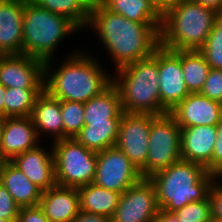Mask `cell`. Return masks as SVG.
<instances>
[{
	"label": "cell",
	"instance_id": "1",
	"mask_svg": "<svg viewBox=\"0 0 222 222\" xmlns=\"http://www.w3.org/2000/svg\"><path fill=\"white\" fill-rule=\"evenodd\" d=\"M162 23H137L107 10L94 0L89 21L111 54L116 70L152 56L160 46Z\"/></svg>",
	"mask_w": 222,
	"mask_h": 222
},
{
	"label": "cell",
	"instance_id": "2",
	"mask_svg": "<svg viewBox=\"0 0 222 222\" xmlns=\"http://www.w3.org/2000/svg\"><path fill=\"white\" fill-rule=\"evenodd\" d=\"M74 54L52 75L49 72L52 60L45 61L44 90L59 100L86 103L105 90L113 76L106 75L90 54Z\"/></svg>",
	"mask_w": 222,
	"mask_h": 222
},
{
	"label": "cell",
	"instance_id": "3",
	"mask_svg": "<svg viewBox=\"0 0 222 222\" xmlns=\"http://www.w3.org/2000/svg\"><path fill=\"white\" fill-rule=\"evenodd\" d=\"M217 177L202 165L180 160L149 177L153 183L160 210L175 212L188 203L208 197Z\"/></svg>",
	"mask_w": 222,
	"mask_h": 222
},
{
	"label": "cell",
	"instance_id": "4",
	"mask_svg": "<svg viewBox=\"0 0 222 222\" xmlns=\"http://www.w3.org/2000/svg\"><path fill=\"white\" fill-rule=\"evenodd\" d=\"M116 72L117 78H112V83L119 92L124 112L155 116L170 113L160 101L158 48L152 56L125 65Z\"/></svg>",
	"mask_w": 222,
	"mask_h": 222
},
{
	"label": "cell",
	"instance_id": "5",
	"mask_svg": "<svg viewBox=\"0 0 222 222\" xmlns=\"http://www.w3.org/2000/svg\"><path fill=\"white\" fill-rule=\"evenodd\" d=\"M216 11L181 0L162 15L160 46L172 51L200 50L215 24Z\"/></svg>",
	"mask_w": 222,
	"mask_h": 222
},
{
	"label": "cell",
	"instance_id": "6",
	"mask_svg": "<svg viewBox=\"0 0 222 222\" xmlns=\"http://www.w3.org/2000/svg\"><path fill=\"white\" fill-rule=\"evenodd\" d=\"M76 30L79 28L66 17L25 0L22 54L43 61L52 59L59 42Z\"/></svg>",
	"mask_w": 222,
	"mask_h": 222
},
{
	"label": "cell",
	"instance_id": "7",
	"mask_svg": "<svg viewBox=\"0 0 222 222\" xmlns=\"http://www.w3.org/2000/svg\"><path fill=\"white\" fill-rule=\"evenodd\" d=\"M52 150L56 185L78 188L94 182L97 152L73 138L54 141Z\"/></svg>",
	"mask_w": 222,
	"mask_h": 222
},
{
	"label": "cell",
	"instance_id": "8",
	"mask_svg": "<svg viewBox=\"0 0 222 222\" xmlns=\"http://www.w3.org/2000/svg\"><path fill=\"white\" fill-rule=\"evenodd\" d=\"M181 127L175 118L166 113L151 121L149 148L145 167L140 171L143 178L169 167L181 160Z\"/></svg>",
	"mask_w": 222,
	"mask_h": 222
},
{
	"label": "cell",
	"instance_id": "9",
	"mask_svg": "<svg viewBox=\"0 0 222 222\" xmlns=\"http://www.w3.org/2000/svg\"><path fill=\"white\" fill-rule=\"evenodd\" d=\"M142 178L137 168L116 146L97 152L95 185L122 194Z\"/></svg>",
	"mask_w": 222,
	"mask_h": 222
},
{
	"label": "cell",
	"instance_id": "10",
	"mask_svg": "<svg viewBox=\"0 0 222 222\" xmlns=\"http://www.w3.org/2000/svg\"><path fill=\"white\" fill-rule=\"evenodd\" d=\"M153 114L123 113L116 147L140 172L146 165Z\"/></svg>",
	"mask_w": 222,
	"mask_h": 222
},
{
	"label": "cell",
	"instance_id": "11",
	"mask_svg": "<svg viewBox=\"0 0 222 222\" xmlns=\"http://www.w3.org/2000/svg\"><path fill=\"white\" fill-rule=\"evenodd\" d=\"M159 210L153 183L142 178L121 194L111 222H150Z\"/></svg>",
	"mask_w": 222,
	"mask_h": 222
},
{
	"label": "cell",
	"instance_id": "12",
	"mask_svg": "<svg viewBox=\"0 0 222 222\" xmlns=\"http://www.w3.org/2000/svg\"><path fill=\"white\" fill-rule=\"evenodd\" d=\"M45 61L24 54L0 55V83L6 88L44 89Z\"/></svg>",
	"mask_w": 222,
	"mask_h": 222
},
{
	"label": "cell",
	"instance_id": "13",
	"mask_svg": "<svg viewBox=\"0 0 222 222\" xmlns=\"http://www.w3.org/2000/svg\"><path fill=\"white\" fill-rule=\"evenodd\" d=\"M158 71L160 101L170 112L190 93L183 78L181 51L159 46Z\"/></svg>",
	"mask_w": 222,
	"mask_h": 222
},
{
	"label": "cell",
	"instance_id": "14",
	"mask_svg": "<svg viewBox=\"0 0 222 222\" xmlns=\"http://www.w3.org/2000/svg\"><path fill=\"white\" fill-rule=\"evenodd\" d=\"M1 123L0 162L11 161L39 145L40 139L31 117H7Z\"/></svg>",
	"mask_w": 222,
	"mask_h": 222
},
{
	"label": "cell",
	"instance_id": "15",
	"mask_svg": "<svg viewBox=\"0 0 222 222\" xmlns=\"http://www.w3.org/2000/svg\"><path fill=\"white\" fill-rule=\"evenodd\" d=\"M170 114L181 128L217 126L222 120V104L200 93H189Z\"/></svg>",
	"mask_w": 222,
	"mask_h": 222
},
{
	"label": "cell",
	"instance_id": "16",
	"mask_svg": "<svg viewBox=\"0 0 222 222\" xmlns=\"http://www.w3.org/2000/svg\"><path fill=\"white\" fill-rule=\"evenodd\" d=\"M216 137V126L181 128V159L202 165L212 174V154Z\"/></svg>",
	"mask_w": 222,
	"mask_h": 222
},
{
	"label": "cell",
	"instance_id": "17",
	"mask_svg": "<svg viewBox=\"0 0 222 222\" xmlns=\"http://www.w3.org/2000/svg\"><path fill=\"white\" fill-rule=\"evenodd\" d=\"M11 162L42 191L56 185L53 150L48 153L38 145L15 156Z\"/></svg>",
	"mask_w": 222,
	"mask_h": 222
},
{
	"label": "cell",
	"instance_id": "18",
	"mask_svg": "<svg viewBox=\"0 0 222 222\" xmlns=\"http://www.w3.org/2000/svg\"><path fill=\"white\" fill-rule=\"evenodd\" d=\"M25 0H3L0 4V55L22 54Z\"/></svg>",
	"mask_w": 222,
	"mask_h": 222
},
{
	"label": "cell",
	"instance_id": "19",
	"mask_svg": "<svg viewBox=\"0 0 222 222\" xmlns=\"http://www.w3.org/2000/svg\"><path fill=\"white\" fill-rule=\"evenodd\" d=\"M39 206L50 222H72L80 212L77 188L55 185L42 192Z\"/></svg>",
	"mask_w": 222,
	"mask_h": 222
},
{
	"label": "cell",
	"instance_id": "20",
	"mask_svg": "<svg viewBox=\"0 0 222 222\" xmlns=\"http://www.w3.org/2000/svg\"><path fill=\"white\" fill-rule=\"evenodd\" d=\"M0 183L20 208L39 205L43 191L11 161L0 162Z\"/></svg>",
	"mask_w": 222,
	"mask_h": 222
},
{
	"label": "cell",
	"instance_id": "21",
	"mask_svg": "<svg viewBox=\"0 0 222 222\" xmlns=\"http://www.w3.org/2000/svg\"><path fill=\"white\" fill-rule=\"evenodd\" d=\"M30 117L38 137L42 131L54 134L53 141L64 139L60 100L52 97L46 90L37 96Z\"/></svg>",
	"mask_w": 222,
	"mask_h": 222
},
{
	"label": "cell",
	"instance_id": "22",
	"mask_svg": "<svg viewBox=\"0 0 222 222\" xmlns=\"http://www.w3.org/2000/svg\"><path fill=\"white\" fill-rule=\"evenodd\" d=\"M122 117L109 118V122H90L84 125L74 139L86 149L100 152L114 147Z\"/></svg>",
	"mask_w": 222,
	"mask_h": 222
},
{
	"label": "cell",
	"instance_id": "23",
	"mask_svg": "<svg viewBox=\"0 0 222 222\" xmlns=\"http://www.w3.org/2000/svg\"><path fill=\"white\" fill-rule=\"evenodd\" d=\"M123 113L119 92L111 83L85 103L84 125H90V122H109V118L122 117Z\"/></svg>",
	"mask_w": 222,
	"mask_h": 222
},
{
	"label": "cell",
	"instance_id": "24",
	"mask_svg": "<svg viewBox=\"0 0 222 222\" xmlns=\"http://www.w3.org/2000/svg\"><path fill=\"white\" fill-rule=\"evenodd\" d=\"M80 210L112 218L119 204L121 193L99 187L94 183L77 188Z\"/></svg>",
	"mask_w": 222,
	"mask_h": 222
},
{
	"label": "cell",
	"instance_id": "25",
	"mask_svg": "<svg viewBox=\"0 0 222 222\" xmlns=\"http://www.w3.org/2000/svg\"><path fill=\"white\" fill-rule=\"evenodd\" d=\"M107 10L137 23H162L151 0H98Z\"/></svg>",
	"mask_w": 222,
	"mask_h": 222
},
{
	"label": "cell",
	"instance_id": "26",
	"mask_svg": "<svg viewBox=\"0 0 222 222\" xmlns=\"http://www.w3.org/2000/svg\"><path fill=\"white\" fill-rule=\"evenodd\" d=\"M49 12L72 21L79 29L87 27L94 0H32Z\"/></svg>",
	"mask_w": 222,
	"mask_h": 222
},
{
	"label": "cell",
	"instance_id": "27",
	"mask_svg": "<svg viewBox=\"0 0 222 222\" xmlns=\"http://www.w3.org/2000/svg\"><path fill=\"white\" fill-rule=\"evenodd\" d=\"M183 78L190 93H200L211 69L199 50L181 51Z\"/></svg>",
	"mask_w": 222,
	"mask_h": 222
},
{
	"label": "cell",
	"instance_id": "28",
	"mask_svg": "<svg viewBox=\"0 0 222 222\" xmlns=\"http://www.w3.org/2000/svg\"><path fill=\"white\" fill-rule=\"evenodd\" d=\"M44 89L7 88L4 98L5 118L30 117L37 96Z\"/></svg>",
	"mask_w": 222,
	"mask_h": 222
},
{
	"label": "cell",
	"instance_id": "29",
	"mask_svg": "<svg viewBox=\"0 0 222 222\" xmlns=\"http://www.w3.org/2000/svg\"><path fill=\"white\" fill-rule=\"evenodd\" d=\"M64 139L73 138L84 126L85 103L60 100Z\"/></svg>",
	"mask_w": 222,
	"mask_h": 222
},
{
	"label": "cell",
	"instance_id": "30",
	"mask_svg": "<svg viewBox=\"0 0 222 222\" xmlns=\"http://www.w3.org/2000/svg\"><path fill=\"white\" fill-rule=\"evenodd\" d=\"M182 222H209L211 217L208 197L202 201L188 203L173 212Z\"/></svg>",
	"mask_w": 222,
	"mask_h": 222
},
{
	"label": "cell",
	"instance_id": "31",
	"mask_svg": "<svg viewBox=\"0 0 222 222\" xmlns=\"http://www.w3.org/2000/svg\"><path fill=\"white\" fill-rule=\"evenodd\" d=\"M212 69L222 70V35H218V26L214 24L204 46L199 50Z\"/></svg>",
	"mask_w": 222,
	"mask_h": 222
},
{
	"label": "cell",
	"instance_id": "32",
	"mask_svg": "<svg viewBox=\"0 0 222 222\" xmlns=\"http://www.w3.org/2000/svg\"><path fill=\"white\" fill-rule=\"evenodd\" d=\"M200 94L222 104L221 69H210Z\"/></svg>",
	"mask_w": 222,
	"mask_h": 222
},
{
	"label": "cell",
	"instance_id": "33",
	"mask_svg": "<svg viewBox=\"0 0 222 222\" xmlns=\"http://www.w3.org/2000/svg\"><path fill=\"white\" fill-rule=\"evenodd\" d=\"M20 207L6 188L0 183V219L17 222Z\"/></svg>",
	"mask_w": 222,
	"mask_h": 222
},
{
	"label": "cell",
	"instance_id": "34",
	"mask_svg": "<svg viewBox=\"0 0 222 222\" xmlns=\"http://www.w3.org/2000/svg\"><path fill=\"white\" fill-rule=\"evenodd\" d=\"M214 180L208 193L211 216L222 219V185Z\"/></svg>",
	"mask_w": 222,
	"mask_h": 222
},
{
	"label": "cell",
	"instance_id": "35",
	"mask_svg": "<svg viewBox=\"0 0 222 222\" xmlns=\"http://www.w3.org/2000/svg\"><path fill=\"white\" fill-rule=\"evenodd\" d=\"M217 137L212 154V174H214L217 179L222 176V120L216 126Z\"/></svg>",
	"mask_w": 222,
	"mask_h": 222
},
{
	"label": "cell",
	"instance_id": "36",
	"mask_svg": "<svg viewBox=\"0 0 222 222\" xmlns=\"http://www.w3.org/2000/svg\"><path fill=\"white\" fill-rule=\"evenodd\" d=\"M17 222H50L39 205L23 207L19 210Z\"/></svg>",
	"mask_w": 222,
	"mask_h": 222
},
{
	"label": "cell",
	"instance_id": "37",
	"mask_svg": "<svg viewBox=\"0 0 222 222\" xmlns=\"http://www.w3.org/2000/svg\"><path fill=\"white\" fill-rule=\"evenodd\" d=\"M72 222H111V218L80 210Z\"/></svg>",
	"mask_w": 222,
	"mask_h": 222
},
{
	"label": "cell",
	"instance_id": "38",
	"mask_svg": "<svg viewBox=\"0 0 222 222\" xmlns=\"http://www.w3.org/2000/svg\"><path fill=\"white\" fill-rule=\"evenodd\" d=\"M181 0H151L152 5L163 15L169 9L176 6Z\"/></svg>",
	"mask_w": 222,
	"mask_h": 222
},
{
	"label": "cell",
	"instance_id": "39",
	"mask_svg": "<svg viewBox=\"0 0 222 222\" xmlns=\"http://www.w3.org/2000/svg\"><path fill=\"white\" fill-rule=\"evenodd\" d=\"M207 8L214 9L216 12L222 11V0H193Z\"/></svg>",
	"mask_w": 222,
	"mask_h": 222
},
{
	"label": "cell",
	"instance_id": "40",
	"mask_svg": "<svg viewBox=\"0 0 222 222\" xmlns=\"http://www.w3.org/2000/svg\"><path fill=\"white\" fill-rule=\"evenodd\" d=\"M6 89L7 88L0 83V120L5 119L4 98H5Z\"/></svg>",
	"mask_w": 222,
	"mask_h": 222
},
{
	"label": "cell",
	"instance_id": "41",
	"mask_svg": "<svg viewBox=\"0 0 222 222\" xmlns=\"http://www.w3.org/2000/svg\"><path fill=\"white\" fill-rule=\"evenodd\" d=\"M150 222H170V212L159 210L158 215Z\"/></svg>",
	"mask_w": 222,
	"mask_h": 222
},
{
	"label": "cell",
	"instance_id": "42",
	"mask_svg": "<svg viewBox=\"0 0 222 222\" xmlns=\"http://www.w3.org/2000/svg\"><path fill=\"white\" fill-rule=\"evenodd\" d=\"M215 24L218 26V35H222V11L216 13Z\"/></svg>",
	"mask_w": 222,
	"mask_h": 222
},
{
	"label": "cell",
	"instance_id": "43",
	"mask_svg": "<svg viewBox=\"0 0 222 222\" xmlns=\"http://www.w3.org/2000/svg\"><path fill=\"white\" fill-rule=\"evenodd\" d=\"M170 222H182V221L179 220L173 212H170Z\"/></svg>",
	"mask_w": 222,
	"mask_h": 222
},
{
	"label": "cell",
	"instance_id": "44",
	"mask_svg": "<svg viewBox=\"0 0 222 222\" xmlns=\"http://www.w3.org/2000/svg\"><path fill=\"white\" fill-rule=\"evenodd\" d=\"M209 222H222V219L211 216Z\"/></svg>",
	"mask_w": 222,
	"mask_h": 222
},
{
	"label": "cell",
	"instance_id": "45",
	"mask_svg": "<svg viewBox=\"0 0 222 222\" xmlns=\"http://www.w3.org/2000/svg\"><path fill=\"white\" fill-rule=\"evenodd\" d=\"M1 128H2V123H1V120H0V146H1Z\"/></svg>",
	"mask_w": 222,
	"mask_h": 222
},
{
	"label": "cell",
	"instance_id": "46",
	"mask_svg": "<svg viewBox=\"0 0 222 222\" xmlns=\"http://www.w3.org/2000/svg\"><path fill=\"white\" fill-rule=\"evenodd\" d=\"M0 222H9V221H7V220H3V219H0Z\"/></svg>",
	"mask_w": 222,
	"mask_h": 222
}]
</instances>
